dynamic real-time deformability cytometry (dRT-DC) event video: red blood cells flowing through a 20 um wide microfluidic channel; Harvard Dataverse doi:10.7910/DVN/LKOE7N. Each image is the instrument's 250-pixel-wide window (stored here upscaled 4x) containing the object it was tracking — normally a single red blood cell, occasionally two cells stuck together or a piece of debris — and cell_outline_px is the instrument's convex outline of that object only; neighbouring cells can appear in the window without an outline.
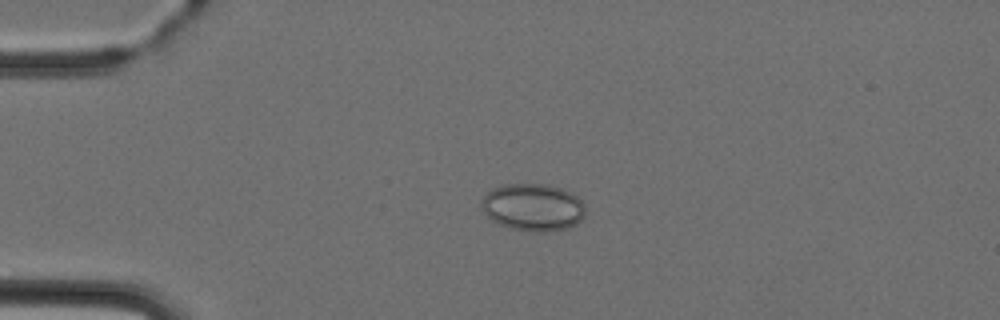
{"species": "Egyptian fruit bat (a non-hibernating species)", "species_latin": "Rousettus aegyptiacus", "temperature_condition": "cold", "stored_images_in_passage": 5, "camera_frame_rate_fps": 3000, "um_per_image_px": 0.085, "animal": {"sex": "female"}, "frame": {"image": 1, "passage_image": 3, "time_ms": 2.333, "image_size_px": [1000, 320], "cell_outline_px": [[584, 216], [576, 224], [568, 228], [544, 232], [536, 232], [512, 228], [500, 224], [492, 220], [484, 212], [480, 204], [480, 200], [492, 188], [500, 184], [548, 184], [560, 188], [576, 196], [584, 204]], "centroid_in_image_um": [45.28, 17.61], "position_along_channel_um": 39.7, "area_um2": 28.61}}